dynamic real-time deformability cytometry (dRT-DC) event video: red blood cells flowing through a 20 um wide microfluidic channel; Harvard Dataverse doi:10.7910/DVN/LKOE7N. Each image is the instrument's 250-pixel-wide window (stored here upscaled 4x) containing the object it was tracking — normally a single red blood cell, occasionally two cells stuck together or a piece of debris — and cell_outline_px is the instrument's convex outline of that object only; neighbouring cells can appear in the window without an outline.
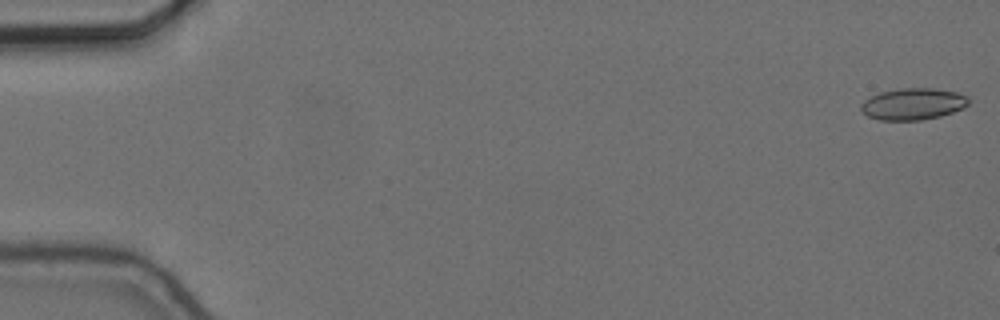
{"species": "common noctule bat (a hibernating species)", "species_latin": "Nyctalus noctula", "temperature_condition": "cold", "stored_images_in_passage": 56, "camera_frame_rate_fps": 3000, "um_per_image_px": 0.085, "animal": {"sex": "female", "body_mass_g": 24.6, "forearm_length_mm": 56.2}, "frame": {"image": 1, "passage_image": 1, "time_ms": 0.0, "image_size_px": [1000, 320], "cell_outline_px": [[968, 104], [964, 108], [940, 116], [920, 120], [880, 120], [868, 116], [860, 108], [860, 104], [864, 100], [880, 92], [900, 88], [932, 88], [956, 92], [968, 96]], "centroid_in_image_um": [77.61, 8.83], "position_along_channel_um": 7.4, "area_um2": 19.77}}
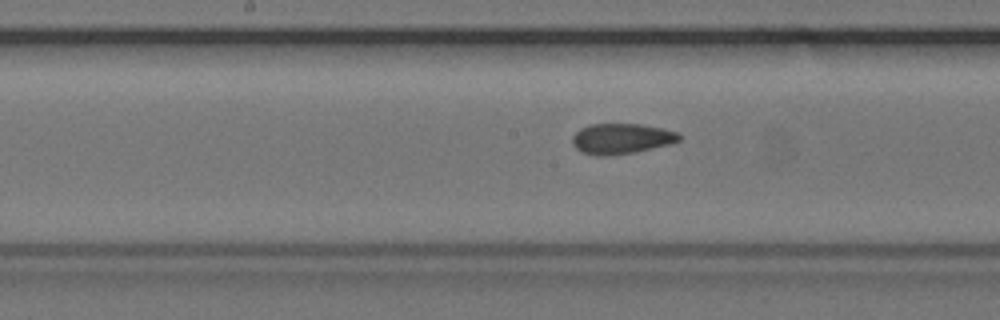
{"frame": {"image": 2, "passage_image": 29, "time_ms": 9.333, "image_size_px": [1000, 320], "cell_outline_px": [[680, 140], [672, 144], [636, 152], [608, 156], [596, 156], [580, 152], [572, 144], [572, 136], [580, 128], [592, 124], [640, 124], [664, 128], [680, 132]], "centroid_in_image_um": [52.84, 11.79], "position_along_channel_um": 195.4, "area_um2": 19.31}}
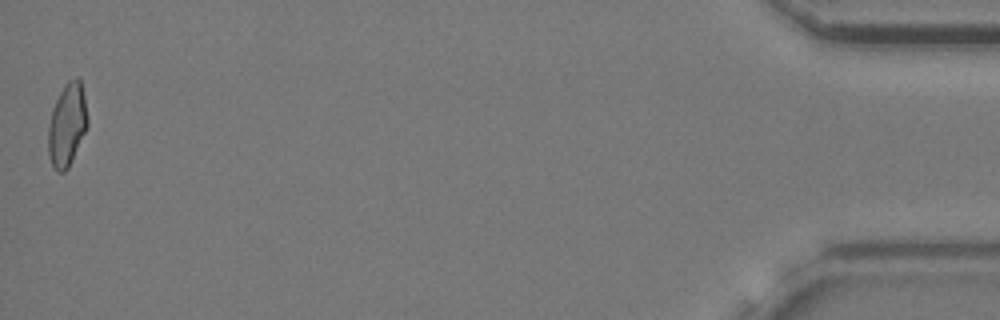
{"frame": {"image": 3, "passage_image": 56, "time_ms": 18.333, "image_size_px": [1000, 320], "cell_outline_px": [[88, 124], [72, 160], [68, 168], [64, 172], [56, 172], [52, 168], [48, 156], [48, 124], [52, 108], [64, 84], [68, 80], [76, 76], [80, 80], [84, 96], [88, 120]], "centroid_in_image_um": [5.68, 10.62], "position_along_channel_um": 429.5, "area_um2": 19.13}, "authors_computed_cell_mechanics": {"area_um2": 19.2185, "velocity_mm_per_s": 3.665, "shape_relaxation_time_tau1_ms": null, "shape_relaxation_time_tau2_ms": 2.313, "deformation_change_tau1": null, "deformation_change_tau2": 0.08}}